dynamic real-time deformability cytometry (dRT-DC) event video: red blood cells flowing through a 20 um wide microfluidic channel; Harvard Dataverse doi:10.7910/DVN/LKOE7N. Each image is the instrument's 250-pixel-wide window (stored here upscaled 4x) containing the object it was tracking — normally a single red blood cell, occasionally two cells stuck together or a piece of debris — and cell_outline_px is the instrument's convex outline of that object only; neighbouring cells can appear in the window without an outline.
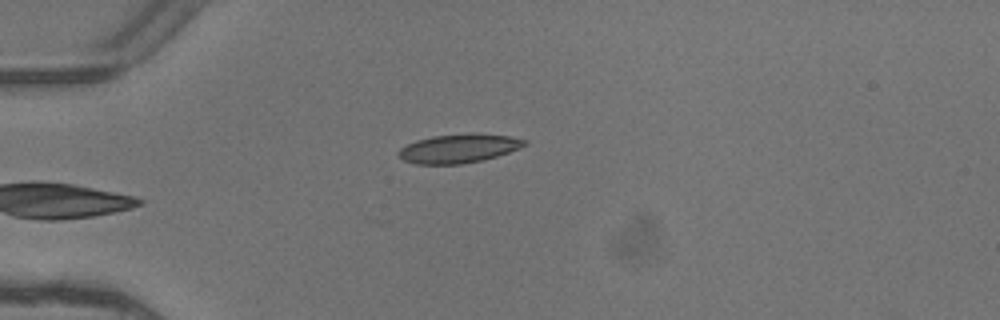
{"species": "common noctule bat (a hibernating species)", "species_latin": "Nyctalus noctula", "temperature_condition": "warm", "stored_images_in_passage": 3, "camera_frame_rate_fps": 3000, "um_per_image_px": 0.085, "animal": {"sex": "female"}, "frame": {"image": 1, "passage_image": 3, "time_ms": 0.667, "image_size_px": [1000, 320], "cell_outline_px": [[528, 144], [520, 148], [496, 156], [480, 160], [460, 164], [416, 164], [404, 160], [396, 152], [400, 148], [416, 140], [432, 136], [476, 132], [508, 136], [528, 140]], "centroid_in_image_um": [39.0, 12.6], "position_along_channel_um": 46.0, "area_um2": 21.21}}